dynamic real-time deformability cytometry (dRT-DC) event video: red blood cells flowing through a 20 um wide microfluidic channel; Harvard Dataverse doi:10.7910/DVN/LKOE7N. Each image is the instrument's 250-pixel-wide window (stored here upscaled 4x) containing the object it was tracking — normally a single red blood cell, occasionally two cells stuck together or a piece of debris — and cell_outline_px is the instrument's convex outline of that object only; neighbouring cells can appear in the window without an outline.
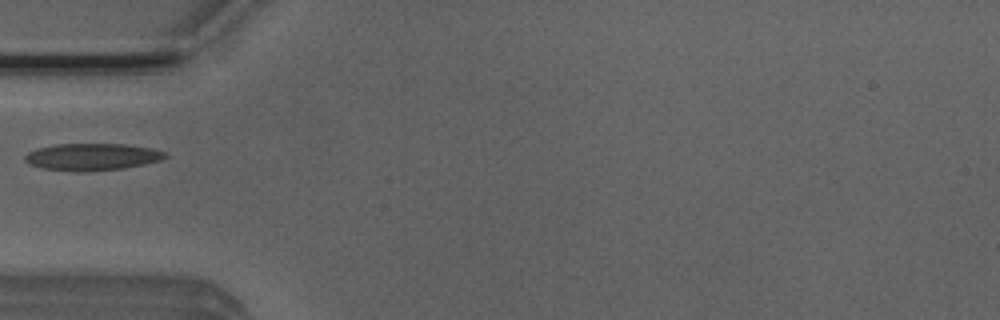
{"species": "Egyptian fruit bat (a non-hibernating species)", "species_latin": "Rousettus aegyptiacus", "temperature_condition": "room temperature", "stored_images_in_passage": 36, "camera_frame_rate_fps": 3000, "um_per_image_px": 0.085, "animal": {"sex": "male"}, "frame": {"image": 1, "passage_image": 1, "time_ms": 0.0, "image_size_px": [1000, 320], "cell_outline_px": [[168, 156], [160, 160], [144, 164], [124, 168], [84, 172], [76, 172], [44, 168], [28, 164], [24, 160], [24, 156], [28, 152], [40, 148], [56, 144], [124, 144], [152, 148], [168, 152]], "centroid_in_image_um": [7.85, 13.33], "position_along_channel_um": 77.1, "area_um2": 22.14}}
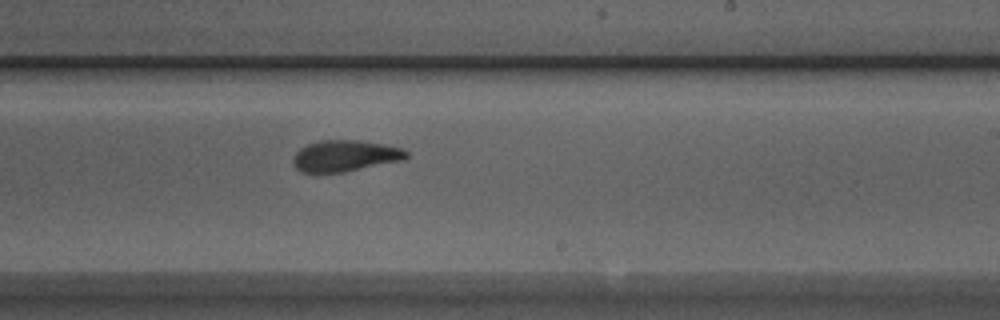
{"frame": {"image": 2, "passage_image": 15, "time_ms": 4.667, "image_size_px": [1000, 320], "cell_outline_px": [[408, 156], [404, 160], [344, 172], [300, 172], [292, 164], [292, 156], [300, 148], [308, 144], [320, 140], [360, 140], [384, 144], [404, 148], [408, 152]], "centroid_in_image_um": [29.33, 13.24], "position_along_channel_um": 259.7, "area_um2": 20.87}}
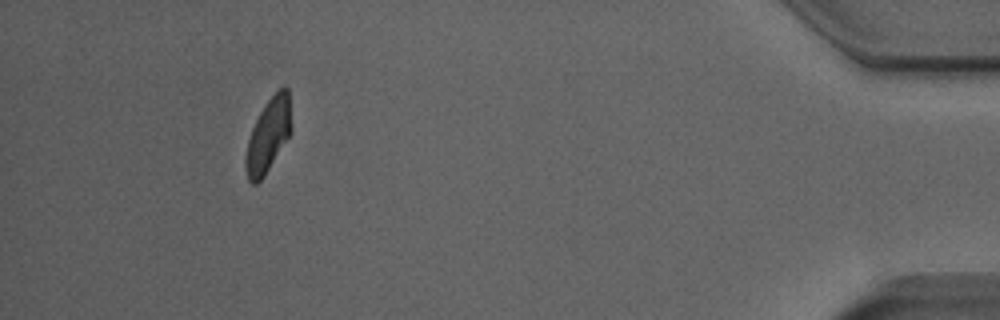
{"frame": {"image": 3, "passage_image": 32, "time_ms": 10.333, "image_size_px": [1000, 320], "cell_outline_px": [[292, 128], [288, 136], [264, 176], [256, 184], [252, 184], [248, 180], [244, 168], [244, 160], [248, 140], [252, 128], [260, 112], [268, 100], [284, 84], [288, 88]], "centroid_in_image_um": [22.78, 11.5], "position_along_channel_um": 412.4, "area_um2": 19.36}}